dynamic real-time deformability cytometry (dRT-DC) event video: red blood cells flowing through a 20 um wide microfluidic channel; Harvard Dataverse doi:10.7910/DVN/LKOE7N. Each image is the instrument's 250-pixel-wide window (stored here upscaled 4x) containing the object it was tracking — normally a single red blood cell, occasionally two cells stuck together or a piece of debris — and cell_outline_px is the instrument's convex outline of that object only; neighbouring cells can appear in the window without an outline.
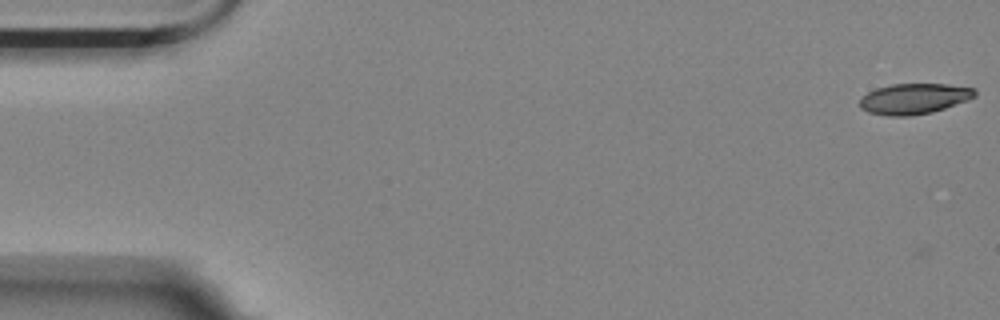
{"species": "Egyptian fruit bat (a non-hibernating species)", "species_latin": "Rousettus aegyptiacus", "temperature_condition": "room temperature", "stored_images_in_passage": 4, "camera_frame_rate_fps": 3000, "um_per_image_px": 0.085, "animal": {"sex": "female"}, "frame": {"image": 1, "passage_image": 1, "time_ms": 0.0, "image_size_px": [1000, 320], "cell_outline_px": [[976, 96], [968, 100], [932, 112], [912, 116], [888, 116], [868, 112], [860, 108], [860, 100], [868, 92], [876, 88], [892, 84], [948, 84], [976, 88]], "centroid_in_image_um": [77.71, 8.39], "position_along_channel_um": 7.3, "area_um2": 20.58}}